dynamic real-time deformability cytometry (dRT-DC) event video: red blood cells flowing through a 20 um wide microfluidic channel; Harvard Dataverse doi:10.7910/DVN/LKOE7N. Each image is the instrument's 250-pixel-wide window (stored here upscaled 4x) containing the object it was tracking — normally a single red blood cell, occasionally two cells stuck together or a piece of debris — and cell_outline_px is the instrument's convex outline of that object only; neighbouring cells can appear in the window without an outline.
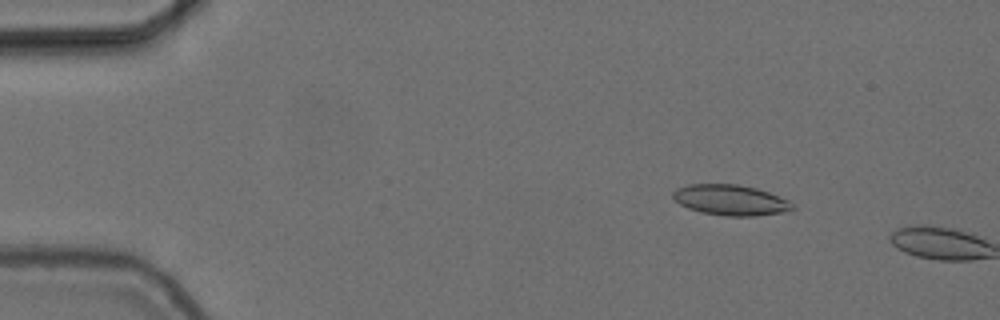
{"species": "common noctule bat (a hibernating species)", "species_latin": "Nyctalus noctula", "temperature_condition": "cold", "stored_images_in_passage": 6, "camera_frame_rate_fps": 3000, "um_per_image_px": 0.085, "animal": {"sex": "female", "body_mass_g": 24.6, "forearm_length_mm": 56.2}, "frame": {"image": 1, "passage_image": 5, "time_ms": 1.333, "image_size_px": [1000, 320], "cell_outline_px": [[796, 208], [792, 212], [756, 216], [724, 216], [700, 212], [688, 208], [680, 204], [672, 196], [672, 192], [676, 188], [688, 184], [736, 184], [756, 188], [768, 192], [788, 200]], "centroid_in_image_um": [62.13, 17.02], "position_along_channel_um": 22.9, "area_um2": 21.56}}